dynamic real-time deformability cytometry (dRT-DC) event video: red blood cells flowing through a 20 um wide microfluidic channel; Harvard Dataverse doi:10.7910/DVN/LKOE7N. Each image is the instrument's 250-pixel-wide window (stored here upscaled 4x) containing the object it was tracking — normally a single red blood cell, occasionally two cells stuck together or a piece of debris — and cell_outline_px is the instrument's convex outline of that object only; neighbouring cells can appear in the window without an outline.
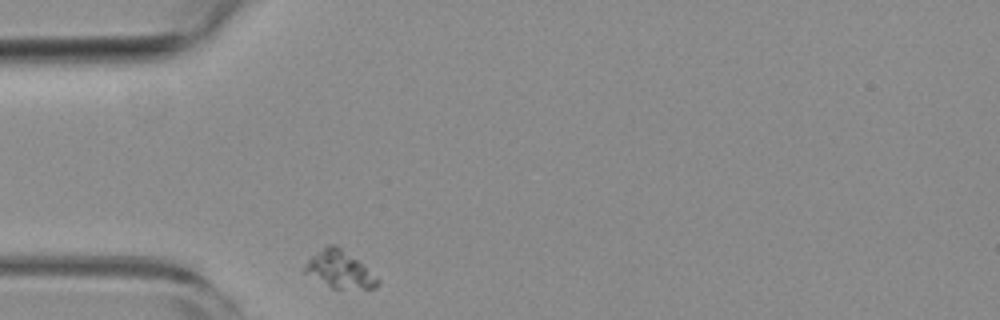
{"species": "common noctule bat (a hibernating species)", "species_latin": "Nyctalus noctula", "temperature_condition": "room temperature", "stored_images_in_passage": 32, "camera_frame_rate_fps": 3000, "um_per_image_px": 0.085, "animal": {"sex": "female", "body_mass_g": 19.3, "forearm_length_mm": 54.1}, "frame": {"image": 1, "passage_image": 1, "time_ms": 0.0, "image_size_px": [1000, 320], "cell_outline_px": [[380, 284], [376, 288], [332, 288], [304, 272], [304, 268], [308, 260], [312, 256], [328, 244], [336, 244], [356, 260], [380, 280]], "centroid_in_image_um": [28.86, 22.91], "position_along_channel_um": 56.1, "area_um2": 15.14}}
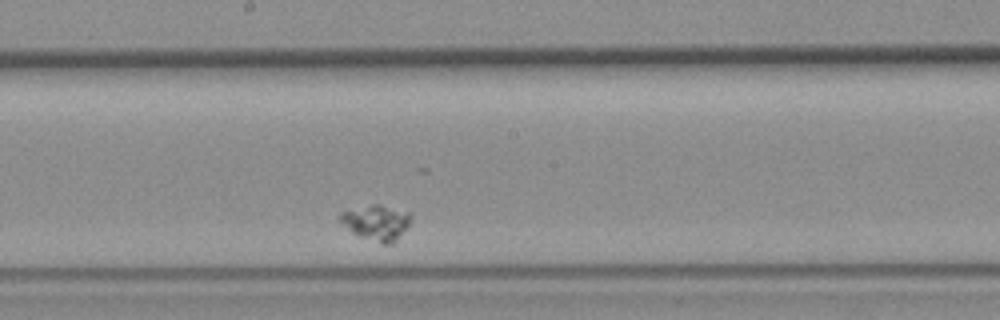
{"frame": {"image": 2, "passage_image": 17, "time_ms": 5.333, "image_size_px": [1000, 320], "cell_outline_px": [[412, 220], [396, 240], [392, 244], [380, 244], [360, 236], [352, 232], [340, 220], [340, 212], [372, 204], [380, 204], [412, 212]], "centroid_in_image_um": [32.05, 18.9], "position_along_channel_um": 216.1, "area_um2": 14.57}}
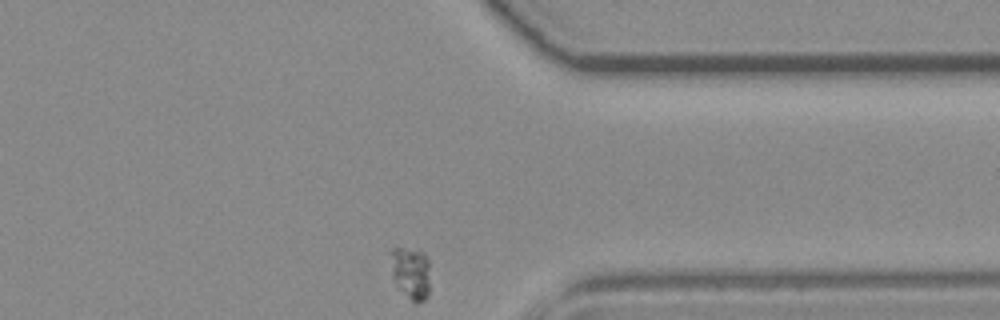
{"frame": {"image": 3, "passage_image": 32, "time_ms": 10.333, "image_size_px": [1000, 320], "cell_outline_px": [[428, 296], [424, 300], [416, 304], [396, 284], [392, 276], [388, 252], [392, 248], [420, 248], [424, 252], [428, 260]], "centroid_in_image_um": [34.89, 23.12], "position_along_channel_um": 376.5, "area_um2": 12.25}}